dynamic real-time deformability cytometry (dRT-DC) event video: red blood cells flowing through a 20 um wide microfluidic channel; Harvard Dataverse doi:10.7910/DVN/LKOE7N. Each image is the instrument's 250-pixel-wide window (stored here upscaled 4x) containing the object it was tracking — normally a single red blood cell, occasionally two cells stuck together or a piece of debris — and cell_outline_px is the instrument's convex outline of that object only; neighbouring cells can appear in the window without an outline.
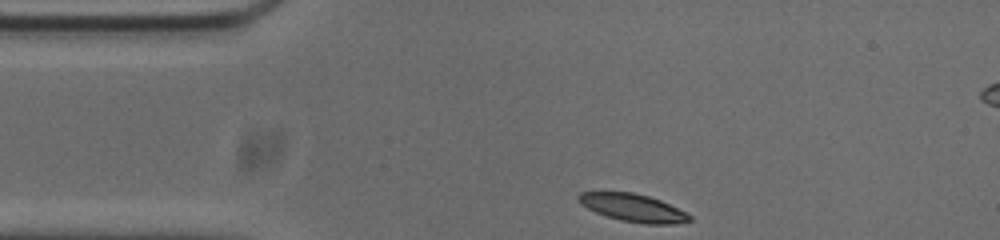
{"species": "common noctule bat (a hibernating species)", "species_latin": "Nyctalus noctula", "temperature_condition": "cold", "stored_images_in_passage": 35, "camera_frame_rate_fps": 3000, "um_per_image_px": 0.085, "animal": {"sex": "male", "body_mass_g": 20.0, "forearm_length_mm": 53.3}, "frame": {"image": 1, "passage_image": 1, "time_ms": 0.0, "image_size_px": [1000, 240], "cell_outline_px": [[692, 220], [672, 224], [644, 224], [620, 220], [596, 212], [580, 204], [576, 200], [576, 196], [580, 192], [632, 192], [648, 196], [660, 200], [692, 216]], "centroid_in_image_um": [53.76, 17.66], "position_along_channel_um": 31.2, "area_um2": 17.8}}
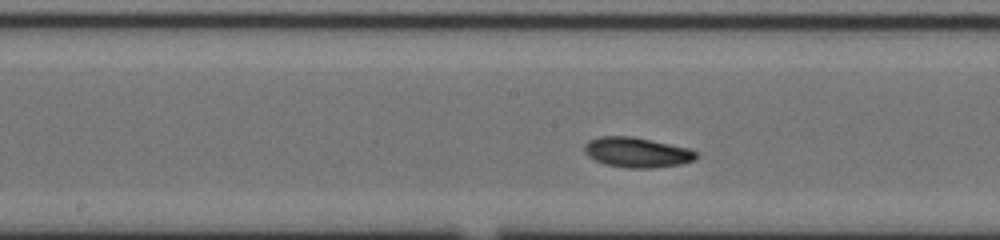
{"frame": {"image": 2, "passage_image": 17, "time_ms": 5.333, "image_size_px": [1000, 240], "cell_outline_px": [[700, 156], [696, 160], [680, 164], [652, 168], [628, 168], [604, 164], [588, 156], [584, 152], [584, 144], [588, 140], [600, 136], [632, 136], [688, 148], [696, 152]], "centroid_in_image_um": [54.13, 12.95], "position_along_channel_um": 194.1, "area_um2": 19.65}}
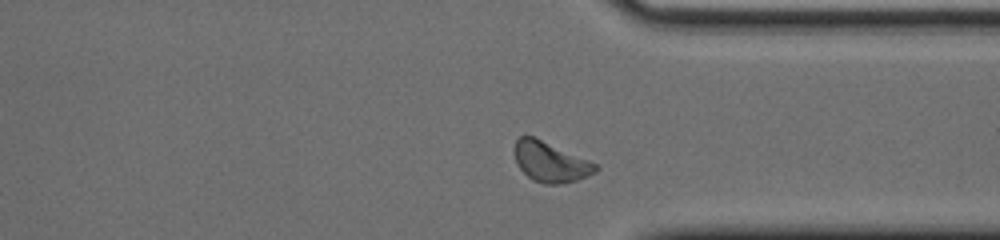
{"frame": {"image": 3, "passage_image": 31, "time_ms": 10.0, "image_size_px": [1000, 240], "cell_outline_px": [[600, 168], [596, 172], [588, 176], [576, 180], [556, 184], [544, 184], [532, 180], [516, 164], [512, 152], [512, 148], [516, 140], [520, 136], [532, 136], [600, 164]], "centroid_in_image_um": [46.78, 13.76], "position_along_channel_um": 364.6, "area_um2": 19.25}, "authors_computed_cell_mechanics": {"area_um2": 18.6694, "velocity_mm_per_s": 3.7074, "shape_relaxation_time_tau1_ms": 1.5135, "shape_relaxation_time_tau2_ms": null, "deformation_change_tau1": 0.0848, "deformation_change_tau2": null}}